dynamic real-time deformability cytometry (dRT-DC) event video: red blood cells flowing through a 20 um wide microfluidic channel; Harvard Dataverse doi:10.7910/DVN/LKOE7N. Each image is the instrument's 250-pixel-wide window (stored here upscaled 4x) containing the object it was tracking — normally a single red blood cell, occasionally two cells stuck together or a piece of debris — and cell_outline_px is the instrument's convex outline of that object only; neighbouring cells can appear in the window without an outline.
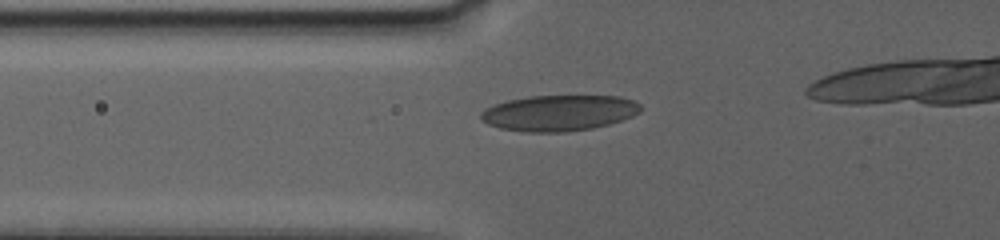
{"species": "human", "species_latin": "Homo sapiens", "temperature_condition": "warm", "stored_images_in_passage": 6, "camera_frame_rate_fps": 3000, "um_per_image_px": 0.085, "donor": {"sex": "female"}, "frame": {"image": 1, "passage_image": 3, "time_ms": 2.333, "image_size_px": [1000, 240], "cell_outline_px": [[640, 112], [632, 116], [608, 124], [592, 128], [564, 132], [528, 132], [500, 128], [488, 124], [480, 120], [480, 112], [484, 108], [492, 104], [508, 100], [528, 96], [620, 96], [632, 100], [640, 104]], "centroid_in_image_um": [47.46, 9.59], "position_along_channel_um": 78.3, "area_um2": 33.41}}
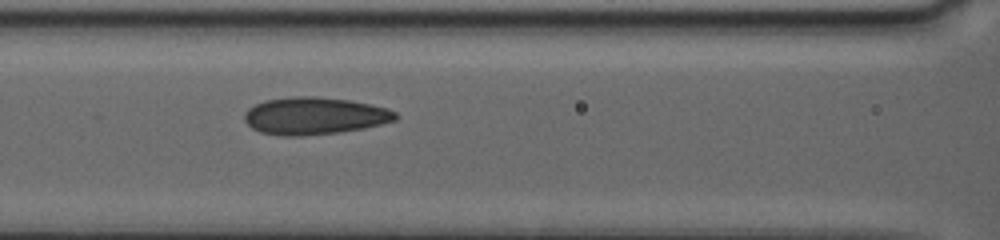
{"frame": {"image": 2, "passage_image": 5, "time_ms": 4.333, "image_size_px": [1000, 240], "cell_outline_px": [[400, 116], [396, 120], [364, 128], [336, 132], [300, 136], [284, 136], [260, 132], [252, 128], [244, 120], [244, 112], [248, 108], [264, 100], [292, 96], [316, 96], [348, 100], [388, 108], [396, 112]], "centroid_in_image_um": [26.71, 9.84], "position_along_channel_um": 139.9, "area_um2": 32.83}}
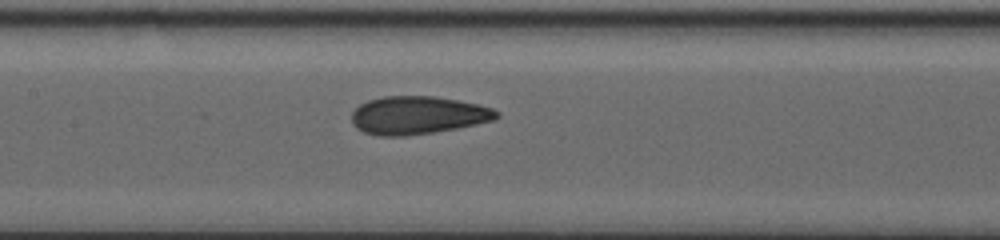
{"frame": {"image": 3, "passage_image": 6, "time_ms": 5.333, "image_size_px": [1000, 240], "cell_outline_px": [[500, 116], [496, 120], [456, 128], [432, 132], [404, 136], [380, 136], [364, 132], [356, 128], [352, 124], [352, 112], [360, 104], [368, 100], [384, 96], [432, 96], [480, 104], [492, 108], [500, 112]], "centroid_in_image_um": [35.52, 9.79], "position_along_channel_um": 171.9, "area_um2": 32.14}}